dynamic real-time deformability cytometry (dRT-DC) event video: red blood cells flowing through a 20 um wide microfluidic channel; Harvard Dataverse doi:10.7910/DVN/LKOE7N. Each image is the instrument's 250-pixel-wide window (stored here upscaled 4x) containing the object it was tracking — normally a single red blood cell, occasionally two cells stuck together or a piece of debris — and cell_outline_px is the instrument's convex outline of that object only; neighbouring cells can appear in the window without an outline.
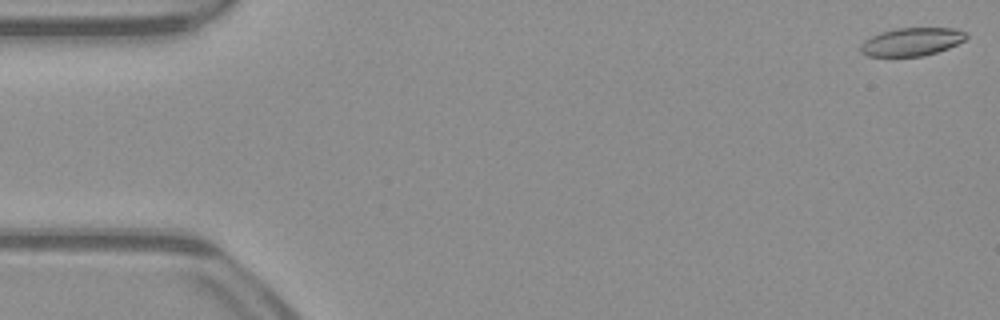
{"species": "common noctule bat (a hibernating species)", "species_latin": "Nyctalus noctula", "temperature_condition": "warm", "stored_images_in_passage": 46, "camera_frame_rate_fps": 3000, "um_per_image_px": 0.085, "animal": {"sex": "male", "body_mass_g": 23.1, "forearm_length_mm": 52.7}, "frame": {"image": 1, "passage_image": 1, "time_ms": 0.0, "image_size_px": [1000, 320], "cell_outline_px": [[968, 36], [964, 40], [948, 48], [924, 56], [868, 56], [860, 52], [860, 44], [864, 40], [880, 32], [896, 28], [952, 28], [964, 32]], "centroid_in_image_um": [77.45, 3.55], "position_along_channel_um": 7.5, "area_um2": 17.22}}
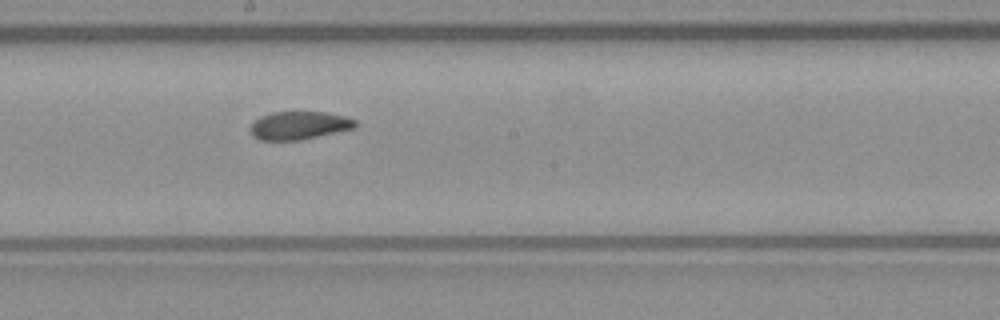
{"frame": {"image": 2, "passage_image": 28, "time_ms": 9.0, "image_size_px": [1000, 320], "cell_outline_px": [[360, 124], [356, 128], [300, 140], [260, 140], [252, 136], [248, 128], [260, 116], [272, 112], [324, 112], [344, 116], [356, 120]], "centroid_in_image_um": [25.43, 10.66], "position_along_channel_um": 222.8, "area_um2": 17.34}}
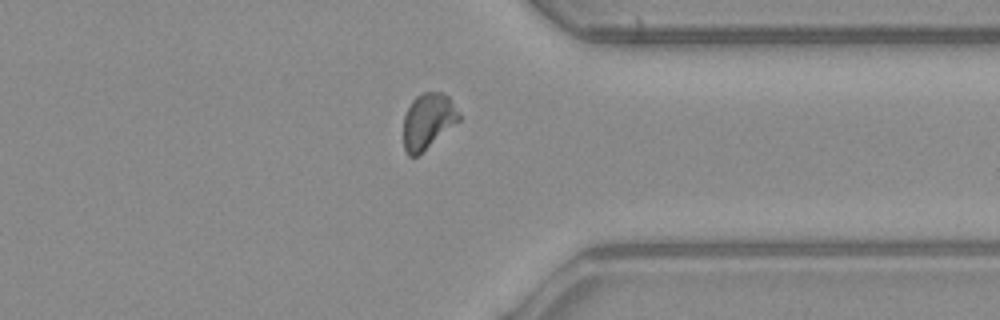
{"frame": {"image": 3, "passage_image": 40, "time_ms": 13.0, "image_size_px": [1000, 320], "cell_outline_px": [[460, 120], [416, 156], [408, 156], [404, 148], [404, 116], [412, 100], [416, 96], [424, 92], [440, 92], [448, 96], [452, 100], [460, 112]], "centroid_in_image_um": [36.38, 10.26], "position_along_channel_um": 375.0, "area_um2": 17.74}, "authors_computed_cell_mechanics": {"area_um2": 18.2648, "velocity_mm_per_s": 3.9673, "shape_relaxation_time_tau1_ms": null, "shape_relaxation_time_tau2_ms": 2.4978, "deformation_change_tau1": null, "deformation_change_tau2": 0.0829}}